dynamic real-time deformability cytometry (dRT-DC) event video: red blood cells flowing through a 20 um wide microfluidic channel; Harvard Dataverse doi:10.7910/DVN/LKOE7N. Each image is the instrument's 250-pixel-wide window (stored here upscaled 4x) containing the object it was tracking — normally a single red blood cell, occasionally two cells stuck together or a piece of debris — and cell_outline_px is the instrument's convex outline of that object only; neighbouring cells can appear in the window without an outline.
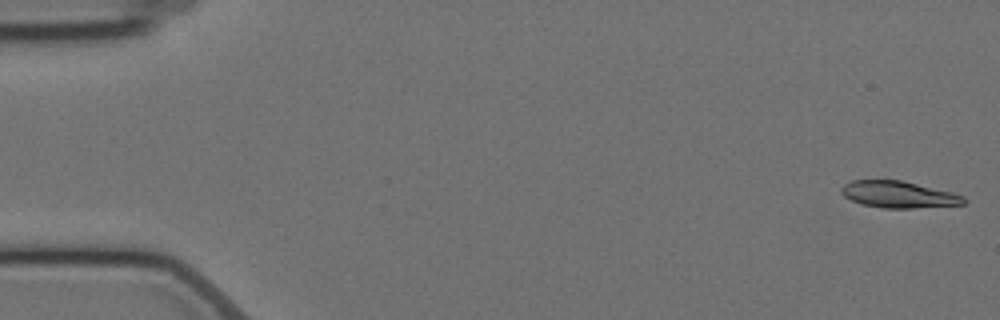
{"species": "Egyptian fruit bat (a non-hibernating species)", "species_latin": "Rousettus aegyptiacus", "temperature_condition": "cold", "stored_images_in_passage": 5, "camera_frame_rate_fps": 3000, "um_per_image_px": 0.085, "animal": {"sex": "female"}, "frame": {"image": 1, "passage_image": 1, "time_ms": 0.0, "image_size_px": [1000, 320], "cell_outline_px": [[968, 200], [964, 204], [912, 208], [884, 208], [864, 204], [852, 200], [844, 196], [840, 192], [840, 188], [844, 184], [852, 180], [900, 180], [952, 192], [964, 196]], "centroid_in_image_um": [76.38, 16.53], "position_along_channel_um": 8.6, "area_um2": 18.9}}
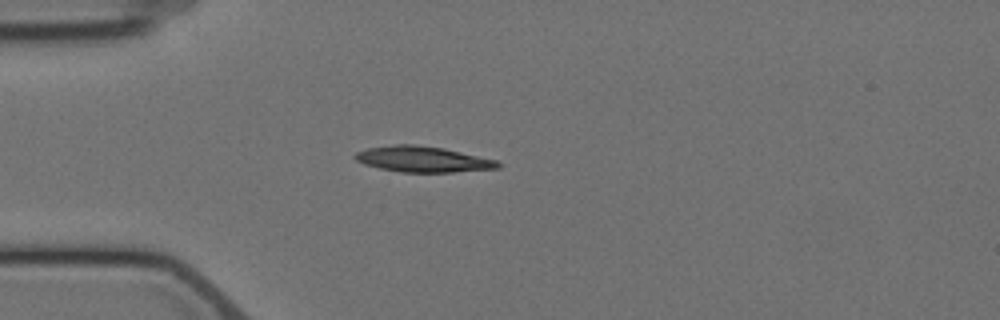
{"frame": {"image": 2, "passage_image": 5, "time_ms": 4.667, "image_size_px": [1000, 320], "cell_outline_px": [[500, 168], [452, 172], [400, 172], [380, 168], [364, 164], [356, 160], [352, 156], [356, 152], [368, 148], [396, 144], [412, 144], [444, 148], [496, 160], [500, 164]], "centroid_in_image_um": [35.91, 13.53], "position_along_channel_um": 49.1, "area_um2": 21.33}}